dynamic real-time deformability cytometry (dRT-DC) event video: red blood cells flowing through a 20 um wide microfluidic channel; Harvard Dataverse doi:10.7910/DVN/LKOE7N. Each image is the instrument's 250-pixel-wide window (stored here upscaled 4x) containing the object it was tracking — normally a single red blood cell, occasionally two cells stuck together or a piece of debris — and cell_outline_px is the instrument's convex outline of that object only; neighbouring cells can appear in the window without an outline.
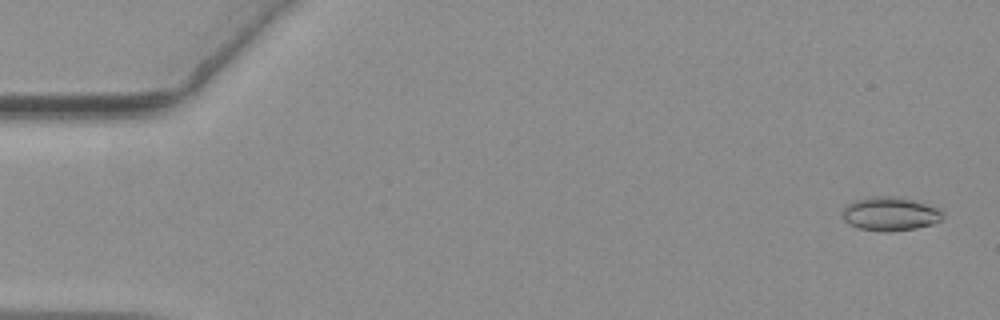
{"species": "common noctule bat (a hibernating species)", "species_latin": "Nyctalus noctula", "temperature_condition": "warm", "stored_images_in_passage": 56, "camera_frame_rate_fps": 3000, "um_per_image_px": 0.085, "animal": {"sex": "female", "body_mass_g": 19.3, "forearm_length_mm": 54.1}, "frame": {"image": 1, "passage_image": 2, "time_ms": 0.333, "image_size_px": [1000, 320], "cell_outline_px": [[944, 216], [940, 220], [932, 224], [916, 228], [860, 228], [844, 220], [844, 208], [848, 204], [856, 200], [872, 196], [888, 196], [912, 200], [936, 208]], "centroid_in_image_um": [75.66, 18.12], "position_along_channel_um": 9.3, "area_um2": 18.26}}
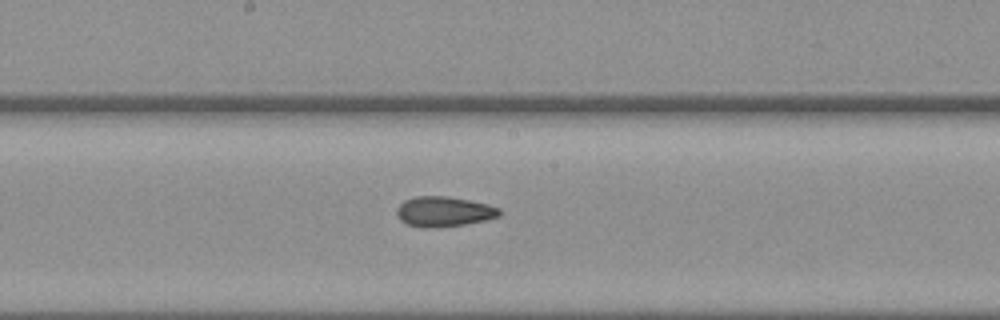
{"frame": {"image": 2, "passage_image": 30, "time_ms": 9.667, "image_size_px": [1000, 320], "cell_outline_px": [[500, 216], [484, 220], [464, 224], [436, 228], [420, 228], [408, 224], [400, 220], [396, 212], [396, 208], [404, 200], [416, 196], [448, 196], [488, 204], [500, 208]], "centroid_in_image_um": [37.7, 17.99], "position_along_channel_um": 210.5, "area_um2": 18.09}}
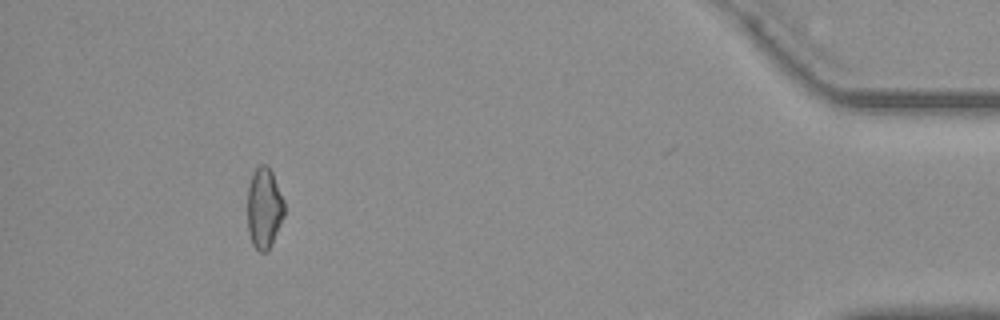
{"frame": {"image": 3, "passage_image": 52, "time_ms": 17.0, "image_size_px": [1000, 320], "cell_outline_px": [[284, 216], [272, 244], [264, 252], [260, 252], [252, 244], [248, 232], [248, 188], [252, 172], [260, 164], [268, 164], [272, 172], [284, 200]], "centroid_in_image_um": [22.45, 17.66], "position_along_channel_um": 412.7, "area_um2": 17.4}, "authors_computed_cell_mechanics": {"area_um2": 18.0047, "velocity_mm_per_s": 3.6595, "shape_relaxation_time_tau1_ms": null, "shape_relaxation_time_tau2_ms": 2.8294, "deformation_change_tau1": null, "deformation_change_tau2": 0.0907}}